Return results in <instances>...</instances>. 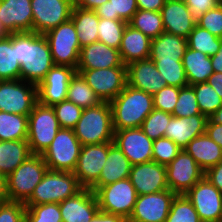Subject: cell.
Returning <instances> with one entry per match:
<instances>
[{
    "label": "cell",
    "mask_w": 222,
    "mask_h": 222,
    "mask_svg": "<svg viewBox=\"0 0 222 222\" xmlns=\"http://www.w3.org/2000/svg\"><path fill=\"white\" fill-rule=\"evenodd\" d=\"M0 21L9 34L32 32L31 0L0 1Z\"/></svg>",
    "instance_id": "obj_22"
},
{
    "label": "cell",
    "mask_w": 222,
    "mask_h": 222,
    "mask_svg": "<svg viewBox=\"0 0 222 222\" xmlns=\"http://www.w3.org/2000/svg\"><path fill=\"white\" fill-rule=\"evenodd\" d=\"M62 222H90L100 210L95 193L83 188L76 195L59 203Z\"/></svg>",
    "instance_id": "obj_20"
},
{
    "label": "cell",
    "mask_w": 222,
    "mask_h": 222,
    "mask_svg": "<svg viewBox=\"0 0 222 222\" xmlns=\"http://www.w3.org/2000/svg\"><path fill=\"white\" fill-rule=\"evenodd\" d=\"M221 41L222 38L211 34L208 30L196 24L194 29L189 33L187 45L188 48L192 50L200 51L208 56H213L218 52Z\"/></svg>",
    "instance_id": "obj_38"
},
{
    "label": "cell",
    "mask_w": 222,
    "mask_h": 222,
    "mask_svg": "<svg viewBox=\"0 0 222 222\" xmlns=\"http://www.w3.org/2000/svg\"><path fill=\"white\" fill-rule=\"evenodd\" d=\"M24 80L0 81V111L29 116L38 102L37 85Z\"/></svg>",
    "instance_id": "obj_11"
},
{
    "label": "cell",
    "mask_w": 222,
    "mask_h": 222,
    "mask_svg": "<svg viewBox=\"0 0 222 222\" xmlns=\"http://www.w3.org/2000/svg\"><path fill=\"white\" fill-rule=\"evenodd\" d=\"M31 155L27 140L0 141V173L7 177Z\"/></svg>",
    "instance_id": "obj_31"
},
{
    "label": "cell",
    "mask_w": 222,
    "mask_h": 222,
    "mask_svg": "<svg viewBox=\"0 0 222 222\" xmlns=\"http://www.w3.org/2000/svg\"><path fill=\"white\" fill-rule=\"evenodd\" d=\"M113 144V142H106L81 147L73 173L83 188H91L98 181L107 160L108 149Z\"/></svg>",
    "instance_id": "obj_15"
},
{
    "label": "cell",
    "mask_w": 222,
    "mask_h": 222,
    "mask_svg": "<svg viewBox=\"0 0 222 222\" xmlns=\"http://www.w3.org/2000/svg\"><path fill=\"white\" fill-rule=\"evenodd\" d=\"M172 117L170 113L153 109L140 128L152 140L165 137V129Z\"/></svg>",
    "instance_id": "obj_43"
},
{
    "label": "cell",
    "mask_w": 222,
    "mask_h": 222,
    "mask_svg": "<svg viewBox=\"0 0 222 222\" xmlns=\"http://www.w3.org/2000/svg\"><path fill=\"white\" fill-rule=\"evenodd\" d=\"M188 6L189 11L195 19L203 13L215 8L221 2L219 0H183Z\"/></svg>",
    "instance_id": "obj_51"
},
{
    "label": "cell",
    "mask_w": 222,
    "mask_h": 222,
    "mask_svg": "<svg viewBox=\"0 0 222 222\" xmlns=\"http://www.w3.org/2000/svg\"><path fill=\"white\" fill-rule=\"evenodd\" d=\"M9 33L4 29V26L2 25V22L0 21V37L2 36H8Z\"/></svg>",
    "instance_id": "obj_61"
},
{
    "label": "cell",
    "mask_w": 222,
    "mask_h": 222,
    "mask_svg": "<svg viewBox=\"0 0 222 222\" xmlns=\"http://www.w3.org/2000/svg\"><path fill=\"white\" fill-rule=\"evenodd\" d=\"M205 172L184 150L166 166L168 188L178 194H185L204 177Z\"/></svg>",
    "instance_id": "obj_14"
},
{
    "label": "cell",
    "mask_w": 222,
    "mask_h": 222,
    "mask_svg": "<svg viewBox=\"0 0 222 222\" xmlns=\"http://www.w3.org/2000/svg\"><path fill=\"white\" fill-rule=\"evenodd\" d=\"M128 24L151 39L164 32L161 12L138 9Z\"/></svg>",
    "instance_id": "obj_36"
},
{
    "label": "cell",
    "mask_w": 222,
    "mask_h": 222,
    "mask_svg": "<svg viewBox=\"0 0 222 222\" xmlns=\"http://www.w3.org/2000/svg\"><path fill=\"white\" fill-rule=\"evenodd\" d=\"M184 150L204 172L222 161V148L206 132L191 140Z\"/></svg>",
    "instance_id": "obj_28"
},
{
    "label": "cell",
    "mask_w": 222,
    "mask_h": 222,
    "mask_svg": "<svg viewBox=\"0 0 222 222\" xmlns=\"http://www.w3.org/2000/svg\"><path fill=\"white\" fill-rule=\"evenodd\" d=\"M48 170L42 155L33 154L6 177L7 200L25 203Z\"/></svg>",
    "instance_id": "obj_5"
},
{
    "label": "cell",
    "mask_w": 222,
    "mask_h": 222,
    "mask_svg": "<svg viewBox=\"0 0 222 222\" xmlns=\"http://www.w3.org/2000/svg\"><path fill=\"white\" fill-rule=\"evenodd\" d=\"M205 132L222 148V124L214 123L208 118Z\"/></svg>",
    "instance_id": "obj_53"
},
{
    "label": "cell",
    "mask_w": 222,
    "mask_h": 222,
    "mask_svg": "<svg viewBox=\"0 0 222 222\" xmlns=\"http://www.w3.org/2000/svg\"><path fill=\"white\" fill-rule=\"evenodd\" d=\"M182 64L189 86L207 82V79L214 73L211 57L188 47L182 58Z\"/></svg>",
    "instance_id": "obj_30"
},
{
    "label": "cell",
    "mask_w": 222,
    "mask_h": 222,
    "mask_svg": "<svg viewBox=\"0 0 222 222\" xmlns=\"http://www.w3.org/2000/svg\"><path fill=\"white\" fill-rule=\"evenodd\" d=\"M220 222H222V210H221V218H220Z\"/></svg>",
    "instance_id": "obj_62"
},
{
    "label": "cell",
    "mask_w": 222,
    "mask_h": 222,
    "mask_svg": "<svg viewBox=\"0 0 222 222\" xmlns=\"http://www.w3.org/2000/svg\"><path fill=\"white\" fill-rule=\"evenodd\" d=\"M66 100L73 102L83 109L94 107L101 103L94 90L77 72L70 79Z\"/></svg>",
    "instance_id": "obj_34"
},
{
    "label": "cell",
    "mask_w": 222,
    "mask_h": 222,
    "mask_svg": "<svg viewBox=\"0 0 222 222\" xmlns=\"http://www.w3.org/2000/svg\"><path fill=\"white\" fill-rule=\"evenodd\" d=\"M60 128L52 106L37 102L28 116L27 141L32 154L42 155Z\"/></svg>",
    "instance_id": "obj_7"
},
{
    "label": "cell",
    "mask_w": 222,
    "mask_h": 222,
    "mask_svg": "<svg viewBox=\"0 0 222 222\" xmlns=\"http://www.w3.org/2000/svg\"><path fill=\"white\" fill-rule=\"evenodd\" d=\"M114 130L140 128L153 111V95L126 84L111 102Z\"/></svg>",
    "instance_id": "obj_2"
},
{
    "label": "cell",
    "mask_w": 222,
    "mask_h": 222,
    "mask_svg": "<svg viewBox=\"0 0 222 222\" xmlns=\"http://www.w3.org/2000/svg\"><path fill=\"white\" fill-rule=\"evenodd\" d=\"M113 143L133 165L152 161L153 140L141 128L114 130Z\"/></svg>",
    "instance_id": "obj_17"
},
{
    "label": "cell",
    "mask_w": 222,
    "mask_h": 222,
    "mask_svg": "<svg viewBox=\"0 0 222 222\" xmlns=\"http://www.w3.org/2000/svg\"><path fill=\"white\" fill-rule=\"evenodd\" d=\"M26 206L20 201L0 202V222H25Z\"/></svg>",
    "instance_id": "obj_50"
},
{
    "label": "cell",
    "mask_w": 222,
    "mask_h": 222,
    "mask_svg": "<svg viewBox=\"0 0 222 222\" xmlns=\"http://www.w3.org/2000/svg\"><path fill=\"white\" fill-rule=\"evenodd\" d=\"M201 114L196 94L191 86L180 88L178 101L175 104L173 116L175 117H190Z\"/></svg>",
    "instance_id": "obj_46"
},
{
    "label": "cell",
    "mask_w": 222,
    "mask_h": 222,
    "mask_svg": "<svg viewBox=\"0 0 222 222\" xmlns=\"http://www.w3.org/2000/svg\"><path fill=\"white\" fill-rule=\"evenodd\" d=\"M132 164L123 152L113 144L108 149V156L98 181L92 187H102L119 180L129 178Z\"/></svg>",
    "instance_id": "obj_29"
},
{
    "label": "cell",
    "mask_w": 222,
    "mask_h": 222,
    "mask_svg": "<svg viewBox=\"0 0 222 222\" xmlns=\"http://www.w3.org/2000/svg\"><path fill=\"white\" fill-rule=\"evenodd\" d=\"M90 222H128V220L122 216L106 213L99 210Z\"/></svg>",
    "instance_id": "obj_55"
},
{
    "label": "cell",
    "mask_w": 222,
    "mask_h": 222,
    "mask_svg": "<svg viewBox=\"0 0 222 222\" xmlns=\"http://www.w3.org/2000/svg\"><path fill=\"white\" fill-rule=\"evenodd\" d=\"M196 94V100L201 114L209 118L222 106V98L216 90L207 82L197 83L191 86Z\"/></svg>",
    "instance_id": "obj_40"
},
{
    "label": "cell",
    "mask_w": 222,
    "mask_h": 222,
    "mask_svg": "<svg viewBox=\"0 0 222 222\" xmlns=\"http://www.w3.org/2000/svg\"><path fill=\"white\" fill-rule=\"evenodd\" d=\"M83 187L73 172L47 170L24 205L61 203L76 195Z\"/></svg>",
    "instance_id": "obj_4"
},
{
    "label": "cell",
    "mask_w": 222,
    "mask_h": 222,
    "mask_svg": "<svg viewBox=\"0 0 222 222\" xmlns=\"http://www.w3.org/2000/svg\"><path fill=\"white\" fill-rule=\"evenodd\" d=\"M207 120L203 114L190 117L173 116L165 129V137L184 149L191 140L205 133Z\"/></svg>",
    "instance_id": "obj_24"
},
{
    "label": "cell",
    "mask_w": 222,
    "mask_h": 222,
    "mask_svg": "<svg viewBox=\"0 0 222 222\" xmlns=\"http://www.w3.org/2000/svg\"><path fill=\"white\" fill-rule=\"evenodd\" d=\"M101 102H111L127 84L126 65L100 69H76Z\"/></svg>",
    "instance_id": "obj_10"
},
{
    "label": "cell",
    "mask_w": 222,
    "mask_h": 222,
    "mask_svg": "<svg viewBox=\"0 0 222 222\" xmlns=\"http://www.w3.org/2000/svg\"><path fill=\"white\" fill-rule=\"evenodd\" d=\"M166 85L179 88L189 85L182 62H154Z\"/></svg>",
    "instance_id": "obj_44"
},
{
    "label": "cell",
    "mask_w": 222,
    "mask_h": 222,
    "mask_svg": "<svg viewBox=\"0 0 222 222\" xmlns=\"http://www.w3.org/2000/svg\"><path fill=\"white\" fill-rule=\"evenodd\" d=\"M176 195L170 189L138 195L128 222H165Z\"/></svg>",
    "instance_id": "obj_16"
},
{
    "label": "cell",
    "mask_w": 222,
    "mask_h": 222,
    "mask_svg": "<svg viewBox=\"0 0 222 222\" xmlns=\"http://www.w3.org/2000/svg\"><path fill=\"white\" fill-rule=\"evenodd\" d=\"M165 222H201L193 204L184 194L175 196Z\"/></svg>",
    "instance_id": "obj_41"
},
{
    "label": "cell",
    "mask_w": 222,
    "mask_h": 222,
    "mask_svg": "<svg viewBox=\"0 0 222 222\" xmlns=\"http://www.w3.org/2000/svg\"><path fill=\"white\" fill-rule=\"evenodd\" d=\"M210 57H211V65L213 67L214 72L222 73V41L218 52Z\"/></svg>",
    "instance_id": "obj_58"
},
{
    "label": "cell",
    "mask_w": 222,
    "mask_h": 222,
    "mask_svg": "<svg viewBox=\"0 0 222 222\" xmlns=\"http://www.w3.org/2000/svg\"><path fill=\"white\" fill-rule=\"evenodd\" d=\"M81 147L74 129L60 128L42 157L49 170L73 172Z\"/></svg>",
    "instance_id": "obj_9"
},
{
    "label": "cell",
    "mask_w": 222,
    "mask_h": 222,
    "mask_svg": "<svg viewBox=\"0 0 222 222\" xmlns=\"http://www.w3.org/2000/svg\"><path fill=\"white\" fill-rule=\"evenodd\" d=\"M81 48L98 41L99 17L94 10L74 6L71 13Z\"/></svg>",
    "instance_id": "obj_32"
},
{
    "label": "cell",
    "mask_w": 222,
    "mask_h": 222,
    "mask_svg": "<svg viewBox=\"0 0 222 222\" xmlns=\"http://www.w3.org/2000/svg\"><path fill=\"white\" fill-rule=\"evenodd\" d=\"M184 195L193 204L201 222H220L222 193L205 176Z\"/></svg>",
    "instance_id": "obj_13"
},
{
    "label": "cell",
    "mask_w": 222,
    "mask_h": 222,
    "mask_svg": "<svg viewBox=\"0 0 222 222\" xmlns=\"http://www.w3.org/2000/svg\"><path fill=\"white\" fill-rule=\"evenodd\" d=\"M7 200L6 176L0 173V202Z\"/></svg>",
    "instance_id": "obj_59"
},
{
    "label": "cell",
    "mask_w": 222,
    "mask_h": 222,
    "mask_svg": "<svg viewBox=\"0 0 222 222\" xmlns=\"http://www.w3.org/2000/svg\"><path fill=\"white\" fill-rule=\"evenodd\" d=\"M181 148L167 137L153 140L152 161L167 166L181 152Z\"/></svg>",
    "instance_id": "obj_45"
},
{
    "label": "cell",
    "mask_w": 222,
    "mask_h": 222,
    "mask_svg": "<svg viewBox=\"0 0 222 222\" xmlns=\"http://www.w3.org/2000/svg\"><path fill=\"white\" fill-rule=\"evenodd\" d=\"M44 36L49 43L54 65L77 69L81 46L72 19L47 31Z\"/></svg>",
    "instance_id": "obj_8"
},
{
    "label": "cell",
    "mask_w": 222,
    "mask_h": 222,
    "mask_svg": "<svg viewBox=\"0 0 222 222\" xmlns=\"http://www.w3.org/2000/svg\"><path fill=\"white\" fill-rule=\"evenodd\" d=\"M21 65L16 55V33L0 37V81L20 79Z\"/></svg>",
    "instance_id": "obj_33"
},
{
    "label": "cell",
    "mask_w": 222,
    "mask_h": 222,
    "mask_svg": "<svg viewBox=\"0 0 222 222\" xmlns=\"http://www.w3.org/2000/svg\"><path fill=\"white\" fill-rule=\"evenodd\" d=\"M207 83L210 84L217 94L222 98V73L214 72L208 79Z\"/></svg>",
    "instance_id": "obj_57"
},
{
    "label": "cell",
    "mask_w": 222,
    "mask_h": 222,
    "mask_svg": "<svg viewBox=\"0 0 222 222\" xmlns=\"http://www.w3.org/2000/svg\"><path fill=\"white\" fill-rule=\"evenodd\" d=\"M28 116L0 111V141L27 140Z\"/></svg>",
    "instance_id": "obj_35"
},
{
    "label": "cell",
    "mask_w": 222,
    "mask_h": 222,
    "mask_svg": "<svg viewBox=\"0 0 222 222\" xmlns=\"http://www.w3.org/2000/svg\"><path fill=\"white\" fill-rule=\"evenodd\" d=\"M209 119L214 123L222 124V106Z\"/></svg>",
    "instance_id": "obj_60"
},
{
    "label": "cell",
    "mask_w": 222,
    "mask_h": 222,
    "mask_svg": "<svg viewBox=\"0 0 222 222\" xmlns=\"http://www.w3.org/2000/svg\"><path fill=\"white\" fill-rule=\"evenodd\" d=\"M151 41L150 37L127 24L119 48L123 64L148 59L151 52Z\"/></svg>",
    "instance_id": "obj_27"
},
{
    "label": "cell",
    "mask_w": 222,
    "mask_h": 222,
    "mask_svg": "<svg viewBox=\"0 0 222 222\" xmlns=\"http://www.w3.org/2000/svg\"><path fill=\"white\" fill-rule=\"evenodd\" d=\"M75 73V68L54 65L37 86L38 102L54 106L66 100L69 82Z\"/></svg>",
    "instance_id": "obj_18"
},
{
    "label": "cell",
    "mask_w": 222,
    "mask_h": 222,
    "mask_svg": "<svg viewBox=\"0 0 222 222\" xmlns=\"http://www.w3.org/2000/svg\"><path fill=\"white\" fill-rule=\"evenodd\" d=\"M126 75L128 85L152 95L166 86L165 79L150 58L127 64Z\"/></svg>",
    "instance_id": "obj_21"
},
{
    "label": "cell",
    "mask_w": 222,
    "mask_h": 222,
    "mask_svg": "<svg viewBox=\"0 0 222 222\" xmlns=\"http://www.w3.org/2000/svg\"><path fill=\"white\" fill-rule=\"evenodd\" d=\"M127 24L124 20L99 18L98 41L119 50Z\"/></svg>",
    "instance_id": "obj_39"
},
{
    "label": "cell",
    "mask_w": 222,
    "mask_h": 222,
    "mask_svg": "<svg viewBox=\"0 0 222 222\" xmlns=\"http://www.w3.org/2000/svg\"><path fill=\"white\" fill-rule=\"evenodd\" d=\"M129 179L137 195L151 194L168 190L166 166L155 161L133 165Z\"/></svg>",
    "instance_id": "obj_19"
},
{
    "label": "cell",
    "mask_w": 222,
    "mask_h": 222,
    "mask_svg": "<svg viewBox=\"0 0 222 222\" xmlns=\"http://www.w3.org/2000/svg\"><path fill=\"white\" fill-rule=\"evenodd\" d=\"M166 0H136L137 7L140 10L161 12Z\"/></svg>",
    "instance_id": "obj_54"
},
{
    "label": "cell",
    "mask_w": 222,
    "mask_h": 222,
    "mask_svg": "<svg viewBox=\"0 0 222 222\" xmlns=\"http://www.w3.org/2000/svg\"><path fill=\"white\" fill-rule=\"evenodd\" d=\"M109 0H74V6L85 10H95Z\"/></svg>",
    "instance_id": "obj_56"
},
{
    "label": "cell",
    "mask_w": 222,
    "mask_h": 222,
    "mask_svg": "<svg viewBox=\"0 0 222 222\" xmlns=\"http://www.w3.org/2000/svg\"><path fill=\"white\" fill-rule=\"evenodd\" d=\"M32 32L44 35L71 18L74 0H31Z\"/></svg>",
    "instance_id": "obj_12"
},
{
    "label": "cell",
    "mask_w": 222,
    "mask_h": 222,
    "mask_svg": "<svg viewBox=\"0 0 222 222\" xmlns=\"http://www.w3.org/2000/svg\"><path fill=\"white\" fill-rule=\"evenodd\" d=\"M179 91V87L166 85L160 91L156 92L153 95L154 109L173 114L175 104L178 101Z\"/></svg>",
    "instance_id": "obj_48"
},
{
    "label": "cell",
    "mask_w": 222,
    "mask_h": 222,
    "mask_svg": "<svg viewBox=\"0 0 222 222\" xmlns=\"http://www.w3.org/2000/svg\"><path fill=\"white\" fill-rule=\"evenodd\" d=\"M187 47L186 38L163 32L152 39L149 58L153 62H182Z\"/></svg>",
    "instance_id": "obj_26"
},
{
    "label": "cell",
    "mask_w": 222,
    "mask_h": 222,
    "mask_svg": "<svg viewBox=\"0 0 222 222\" xmlns=\"http://www.w3.org/2000/svg\"><path fill=\"white\" fill-rule=\"evenodd\" d=\"M137 10L136 0H109L94 11L99 18L124 20L128 23Z\"/></svg>",
    "instance_id": "obj_37"
},
{
    "label": "cell",
    "mask_w": 222,
    "mask_h": 222,
    "mask_svg": "<svg viewBox=\"0 0 222 222\" xmlns=\"http://www.w3.org/2000/svg\"><path fill=\"white\" fill-rule=\"evenodd\" d=\"M196 24L211 34L222 38V3L203 13L196 20Z\"/></svg>",
    "instance_id": "obj_49"
},
{
    "label": "cell",
    "mask_w": 222,
    "mask_h": 222,
    "mask_svg": "<svg viewBox=\"0 0 222 222\" xmlns=\"http://www.w3.org/2000/svg\"><path fill=\"white\" fill-rule=\"evenodd\" d=\"M61 128L74 129L79 121L83 108L68 100L52 106Z\"/></svg>",
    "instance_id": "obj_47"
},
{
    "label": "cell",
    "mask_w": 222,
    "mask_h": 222,
    "mask_svg": "<svg viewBox=\"0 0 222 222\" xmlns=\"http://www.w3.org/2000/svg\"><path fill=\"white\" fill-rule=\"evenodd\" d=\"M204 176L222 193V161L209 168Z\"/></svg>",
    "instance_id": "obj_52"
},
{
    "label": "cell",
    "mask_w": 222,
    "mask_h": 222,
    "mask_svg": "<svg viewBox=\"0 0 222 222\" xmlns=\"http://www.w3.org/2000/svg\"><path fill=\"white\" fill-rule=\"evenodd\" d=\"M16 55L21 65L20 79L37 86L54 66L49 43L42 34L16 33Z\"/></svg>",
    "instance_id": "obj_1"
},
{
    "label": "cell",
    "mask_w": 222,
    "mask_h": 222,
    "mask_svg": "<svg viewBox=\"0 0 222 222\" xmlns=\"http://www.w3.org/2000/svg\"><path fill=\"white\" fill-rule=\"evenodd\" d=\"M114 132L109 102L84 108L74 128L75 136L82 146L113 142Z\"/></svg>",
    "instance_id": "obj_3"
},
{
    "label": "cell",
    "mask_w": 222,
    "mask_h": 222,
    "mask_svg": "<svg viewBox=\"0 0 222 222\" xmlns=\"http://www.w3.org/2000/svg\"><path fill=\"white\" fill-rule=\"evenodd\" d=\"M90 189L96 195L100 211L129 219L138 196L129 178Z\"/></svg>",
    "instance_id": "obj_6"
},
{
    "label": "cell",
    "mask_w": 222,
    "mask_h": 222,
    "mask_svg": "<svg viewBox=\"0 0 222 222\" xmlns=\"http://www.w3.org/2000/svg\"><path fill=\"white\" fill-rule=\"evenodd\" d=\"M164 32L188 38L196 20L183 0H166L161 9Z\"/></svg>",
    "instance_id": "obj_23"
},
{
    "label": "cell",
    "mask_w": 222,
    "mask_h": 222,
    "mask_svg": "<svg viewBox=\"0 0 222 222\" xmlns=\"http://www.w3.org/2000/svg\"><path fill=\"white\" fill-rule=\"evenodd\" d=\"M122 64L119 50L96 41L81 48L77 69L110 68Z\"/></svg>",
    "instance_id": "obj_25"
},
{
    "label": "cell",
    "mask_w": 222,
    "mask_h": 222,
    "mask_svg": "<svg viewBox=\"0 0 222 222\" xmlns=\"http://www.w3.org/2000/svg\"><path fill=\"white\" fill-rule=\"evenodd\" d=\"M25 206V222H62L59 203Z\"/></svg>",
    "instance_id": "obj_42"
}]
</instances>
